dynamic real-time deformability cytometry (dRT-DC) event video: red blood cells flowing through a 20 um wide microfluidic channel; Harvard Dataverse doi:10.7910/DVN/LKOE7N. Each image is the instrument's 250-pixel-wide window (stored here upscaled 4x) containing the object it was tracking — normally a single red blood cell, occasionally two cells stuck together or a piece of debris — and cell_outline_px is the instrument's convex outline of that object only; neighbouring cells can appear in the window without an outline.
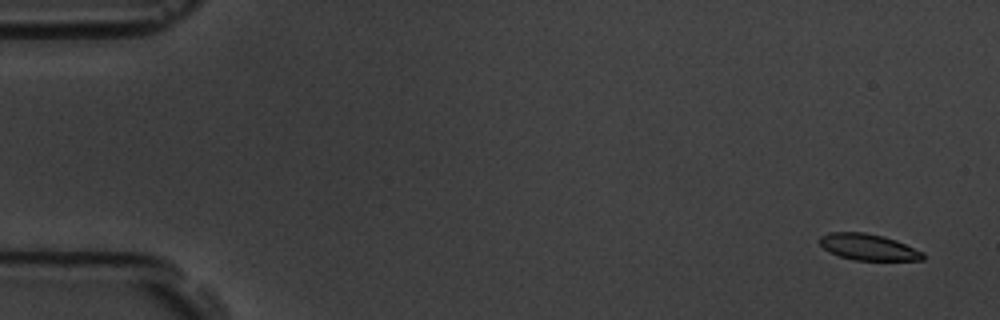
{"species": "common noctule bat (a hibernating species)", "species_latin": "Nyctalus noctula", "temperature_condition": "room temperature", "stored_images_in_passage": 5, "camera_frame_rate_fps": 3000, "um_per_image_px": 0.085, "animal": {"sex": "male", "body_mass_g": 19.5, "forearm_length_mm": 54.6}, "frame": {"image": 1, "passage_image": 1, "time_ms": 0.0, "image_size_px": [1000, 320], "cell_outline_px": [[924, 260], [856, 260], [840, 256], [828, 252], [820, 244], [820, 236], [828, 232], [864, 232], [884, 236], [896, 240], [924, 252]], "centroid_in_image_um": [73.8, 20.99], "position_along_channel_um": 11.2, "area_um2": 15.84}}
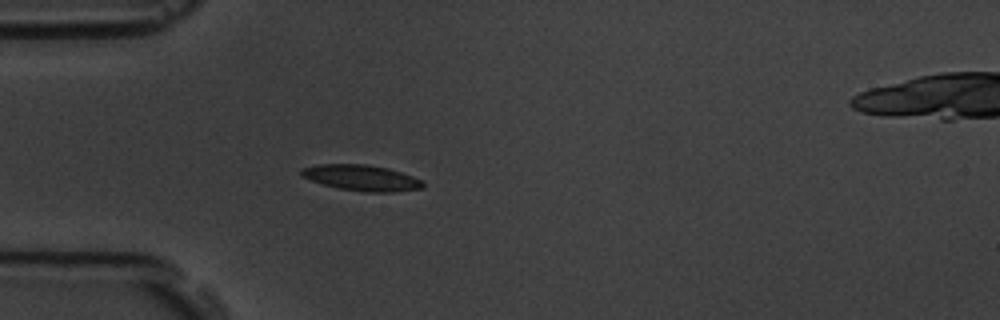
{"frame": {"image": 2, "passage_image": 5, "time_ms": 4.667, "image_size_px": [1000, 320], "cell_outline_px": [[424, 188], [392, 192], [364, 192], [340, 188], [324, 184], [300, 176], [300, 168], [320, 164], [364, 164], [388, 168], [412, 176], [420, 180], [424, 184]], "centroid_in_image_um": [30.72, 15.11], "position_along_channel_um": 54.3, "area_um2": 18.15}}